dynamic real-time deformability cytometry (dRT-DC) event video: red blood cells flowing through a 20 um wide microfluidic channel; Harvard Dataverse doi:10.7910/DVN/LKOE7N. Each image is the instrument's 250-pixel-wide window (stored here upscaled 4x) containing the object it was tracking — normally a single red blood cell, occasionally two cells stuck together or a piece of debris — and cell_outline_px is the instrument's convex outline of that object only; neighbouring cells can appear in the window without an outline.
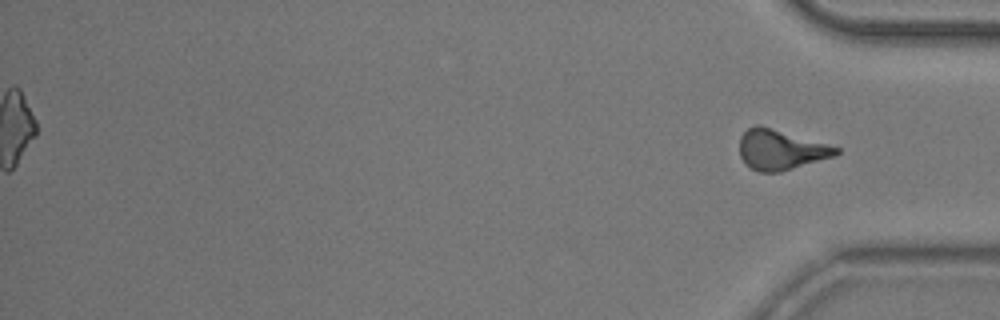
{"species": "common noctule bat (a hibernating species)", "species_latin": "Nyctalus noctula", "temperature_condition": "room temperature", "stored_images_in_passage": 44, "segment_of_instrument_passage": [2, 2], "camera_frame_rate_fps": 3000, "um_per_image_px": 0.085, "animal": {"sex": "male", "body_mass_g": 20.5, "forearm_length_mm": 52.5}, "frame": {"image": 1, "passage_image": 44, "time_ms": 14.333, "image_size_px": [1000, 320], "cell_outline_px": [[840, 152], [836, 156], [780, 172], [760, 172], [752, 168], [740, 156], [740, 136], [748, 128], [756, 124], [760, 124], [840, 148]], "centroid_in_image_um": [66.37, 12.72], "position_along_channel_um": 368.8, "area_um2": 22.43}}